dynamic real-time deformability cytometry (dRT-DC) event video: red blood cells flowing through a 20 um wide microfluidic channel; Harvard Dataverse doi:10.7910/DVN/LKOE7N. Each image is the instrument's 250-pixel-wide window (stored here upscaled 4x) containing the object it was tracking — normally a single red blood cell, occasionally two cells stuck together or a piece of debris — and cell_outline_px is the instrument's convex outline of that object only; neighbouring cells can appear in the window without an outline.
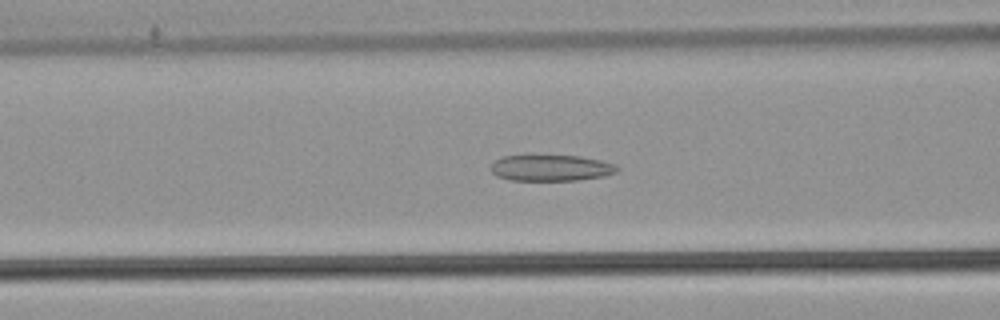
{"species": "common noctule bat (a hibernating species)", "species_latin": "Nyctalus noctula", "temperature_condition": "warm", "stored_images_in_passage": 53, "camera_frame_rate_fps": 3000, "um_per_image_px": 0.085, "animal": {"sex": "male", "body_mass_g": 21.5, "forearm_length_mm": 52.0}, "frame": {"image": 1, "passage_image": 22, "time_ms": 7.0, "image_size_px": [1000, 320], "cell_outline_px": [[620, 168], [616, 172], [604, 176], [576, 180], [512, 180], [496, 176], [488, 168], [496, 160], [504, 156], [528, 152], [580, 156], [600, 160], [616, 164]], "centroid_in_image_um": [46.78, 14.21], "position_along_channel_um": 119.8, "area_um2": 20.23}}
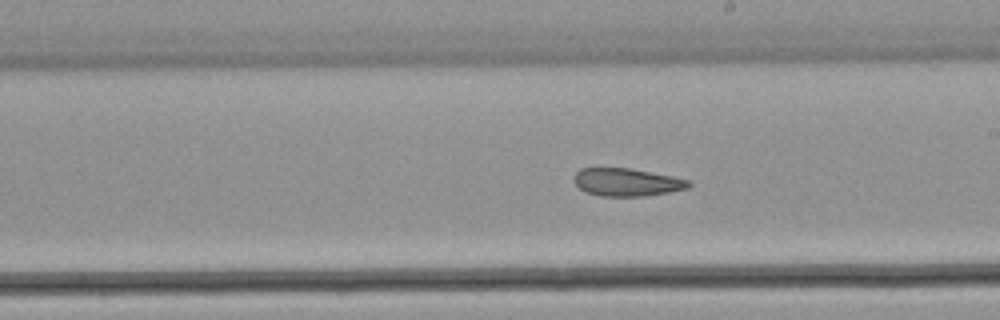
{"frame": {"image": 2, "passage_image": 31, "time_ms": 10.0, "image_size_px": [1000, 320], "cell_outline_px": [[692, 184], [688, 188], [668, 192], [644, 196], [600, 196], [588, 192], [580, 188], [576, 184], [576, 172], [580, 168], [596, 164], [632, 168], [672, 176], [688, 180]], "centroid_in_image_um": [53.23, 15.43], "position_along_channel_um": 235.8, "area_um2": 19.13}}
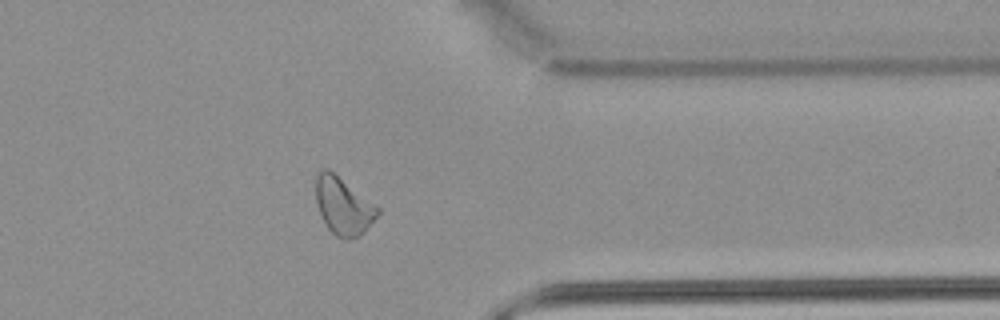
{"frame": {"image": 3, "passage_image": 43, "time_ms": 14.0, "image_size_px": [1000, 320], "cell_outline_px": [[380, 212], [364, 232], [360, 236], [348, 240], [344, 240], [336, 236], [328, 228], [320, 216], [316, 200], [316, 172], [324, 168], [328, 168], [380, 208]], "centroid_in_image_um": [29.16, 17.52], "position_along_channel_um": 382.2, "area_um2": 20.69}, "authors_computed_cell_mechanics": {"area_um2": 21.097, "velocity_mm_per_s": 3.8655, "shape_relaxation_time_tau1_ms": null, "shape_relaxation_time_tau2_ms": 2.5564, "deformation_change_tau1": null, "deformation_change_tau2": 0.1079}}